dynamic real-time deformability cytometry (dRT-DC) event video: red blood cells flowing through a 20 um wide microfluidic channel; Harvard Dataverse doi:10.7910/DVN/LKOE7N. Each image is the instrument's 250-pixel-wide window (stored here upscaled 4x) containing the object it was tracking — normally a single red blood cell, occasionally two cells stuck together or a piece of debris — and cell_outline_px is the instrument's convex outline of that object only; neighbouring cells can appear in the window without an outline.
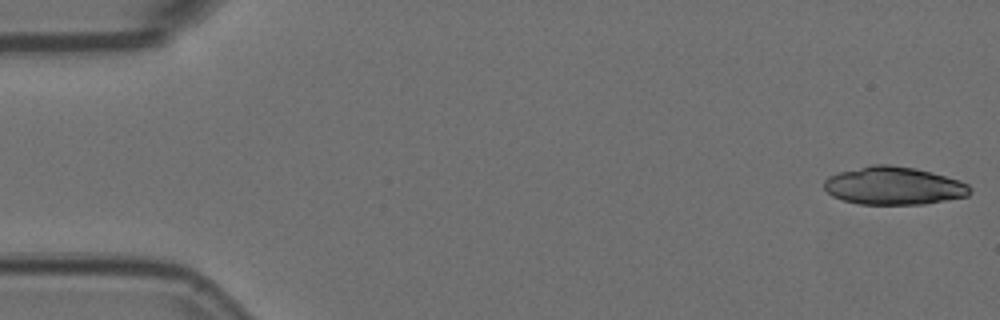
{"species": "Egyptian fruit bat (a non-hibernating species)", "species_latin": "Rousettus aegyptiacus", "temperature_condition": "room temperature", "stored_images_in_passage": 54, "camera_frame_rate_fps": 3000, "um_per_image_px": 0.085, "animal": {"sex": "female"}, "frame": {"image": 1, "passage_image": 1, "time_ms": 0.0, "image_size_px": [1000, 320], "cell_outline_px": [[972, 192], [968, 196], [924, 204], [860, 204], [844, 200], [832, 196], [824, 188], [824, 180], [828, 176], [840, 172], [872, 164], [892, 164], [916, 168], [932, 172], [960, 180], [968, 184], [972, 188]], "centroid_in_image_um": [75.99, 15.78], "position_along_channel_um": 9.0, "area_um2": 32.43}}